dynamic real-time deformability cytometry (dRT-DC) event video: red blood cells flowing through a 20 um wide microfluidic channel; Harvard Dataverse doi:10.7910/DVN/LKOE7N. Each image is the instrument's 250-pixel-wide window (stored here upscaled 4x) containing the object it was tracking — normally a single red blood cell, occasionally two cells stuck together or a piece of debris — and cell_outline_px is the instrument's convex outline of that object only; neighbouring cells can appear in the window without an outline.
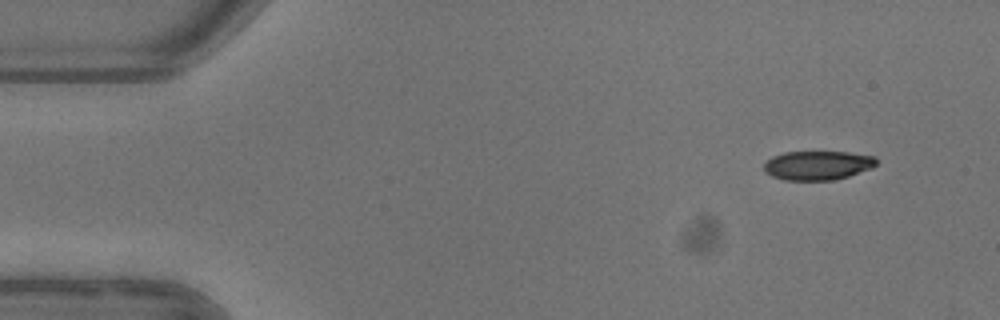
{"species": "common noctule bat (a hibernating species)", "species_latin": "Nyctalus noctula", "temperature_condition": "warm", "stored_images_in_passage": 4, "camera_frame_rate_fps": 3000, "um_per_image_px": 0.085, "animal": {"sex": "female"}, "frame": {"image": 1, "passage_image": 1, "time_ms": 0.0, "image_size_px": [1000, 320], "cell_outline_px": [[876, 164], [872, 168], [848, 176], [832, 180], [784, 180], [772, 176], [764, 172], [764, 164], [772, 156], [784, 152], [848, 152], [876, 156]], "centroid_in_image_um": [69.49, 14.05], "position_along_channel_um": 15.5, "area_um2": 19.07}}
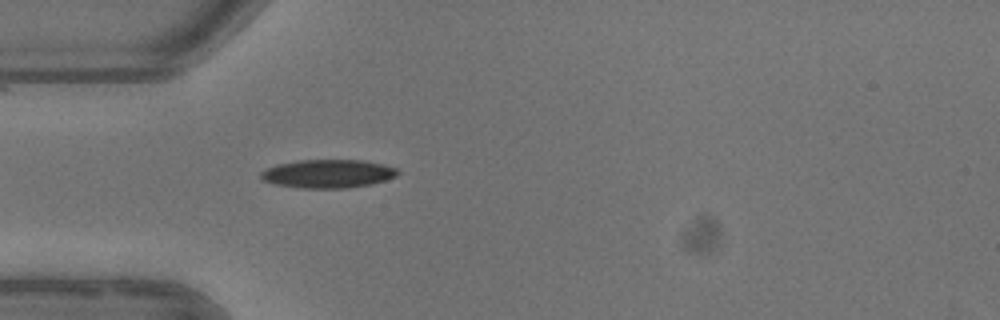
{"frame": {"image": 2, "passage_image": 4, "time_ms": 3.667, "image_size_px": [1000, 320], "cell_outline_px": [[400, 172], [396, 176], [372, 184], [348, 188], [300, 188], [276, 184], [260, 180], [260, 172], [276, 164], [300, 160], [360, 160], [384, 164], [396, 168]], "centroid_in_image_um": [27.86, 14.77], "position_along_channel_um": 57.1, "area_um2": 22.72}}